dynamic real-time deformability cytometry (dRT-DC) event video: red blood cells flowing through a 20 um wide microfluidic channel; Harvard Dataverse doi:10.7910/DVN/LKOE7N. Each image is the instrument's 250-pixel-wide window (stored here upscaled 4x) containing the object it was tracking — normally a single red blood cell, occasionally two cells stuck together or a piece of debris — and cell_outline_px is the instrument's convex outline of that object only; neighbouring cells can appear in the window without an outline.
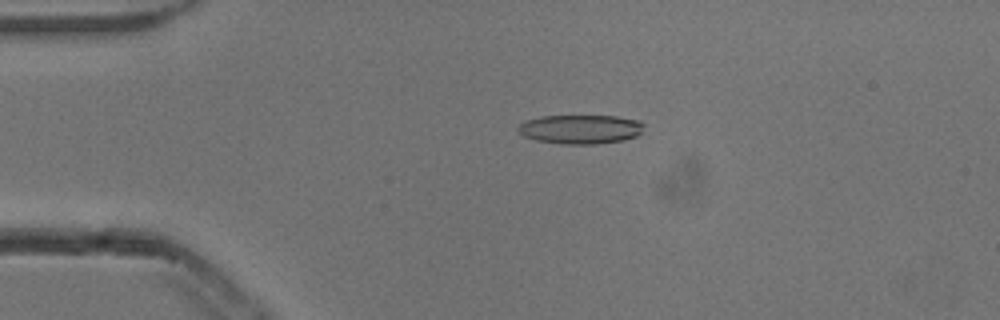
{"species": "common noctule bat (a hibernating species)", "species_latin": "Nyctalus noctula", "temperature_condition": "cold", "stored_images_in_passage": 43, "camera_frame_rate_fps": 3000, "um_per_image_px": 0.085, "animal": {"sex": "male", "body_mass_g": 13.3}, "frame": {"image": 1, "passage_image": 11, "time_ms": 3.333, "image_size_px": [1000, 320], "cell_outline_px": [[644, 124], [640, 132], [636, 136], [624, 140], [596, 144], [564, 144], [536, 140], [524, 136], [516, 128], [520, 124], [528, 120], [544, 116], [616, 116], [640, 120]], "centroid_in_image_um": [49.36, 10.98], "position_along_channel_um": 35.6, "area_um2": 21.21}}
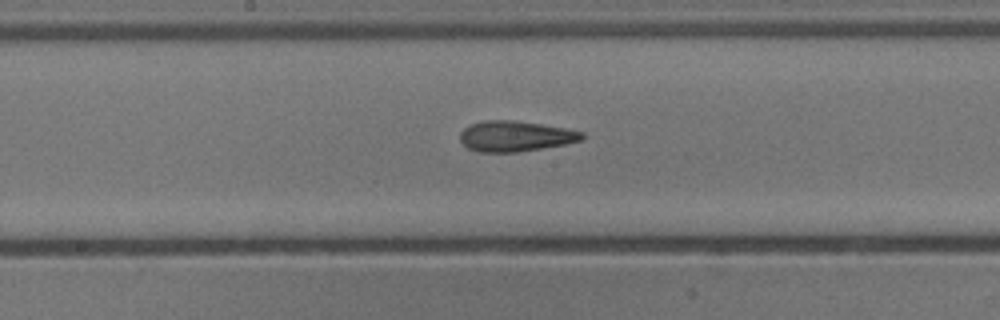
{"frame": {"image": 2, "passage_image": 27, "time_ms": 8.667, "image_size_px": [1000, 320], "cell_outline_px": [[584, 136], [580, 140], [564, 144], [516, 152], [480, 152], [468, 148], [460, 140], [460, 132], [464, 128], [472, 124], [484, 120], [516, 120], [564, 128], [584, 132]], "centroid_in_image_um": [43.77, 11.57], "position_along_channel_um": 204.4, "area_um2": 21.44}}
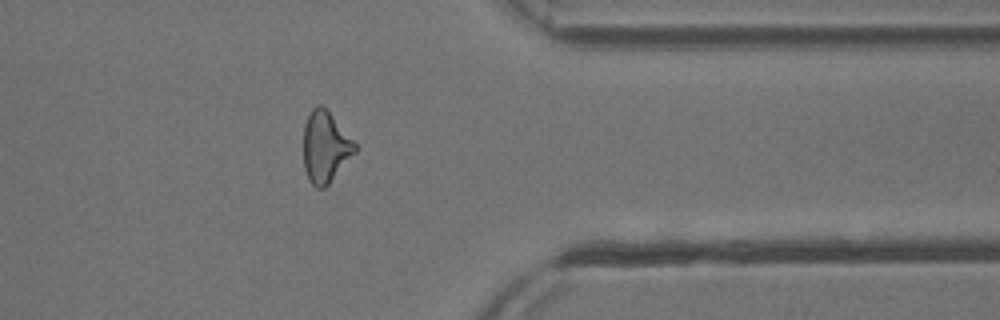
{"frame": {"image": 3, "passage_image": 42, "time_ms": 13.667, "image_size_px": [1000, 320], "cell_outline_px": [[356, 152], [328, 184], [324, 188], [316, 188], [312, 184], [304, 168], [304, 124], [312, 108], [316, 104], [320, 104], [328, 112], [356, 144]], "centroid_in_image_um": [27.63, 12.5], "position_along_channel_um": 383.8, "area_um2": 20.87}}